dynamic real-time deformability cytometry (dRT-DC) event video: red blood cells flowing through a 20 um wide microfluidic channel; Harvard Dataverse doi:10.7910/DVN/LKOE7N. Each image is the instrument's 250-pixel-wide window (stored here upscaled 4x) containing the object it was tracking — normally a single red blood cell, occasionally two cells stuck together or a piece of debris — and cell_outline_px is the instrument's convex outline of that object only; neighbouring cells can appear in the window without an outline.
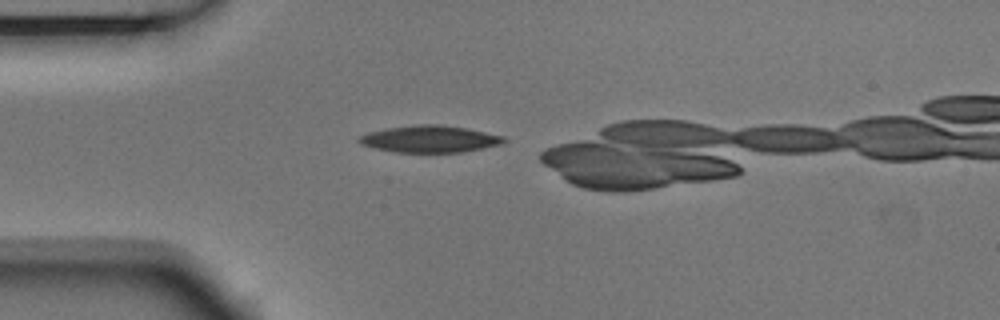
{"species": "Egyptian fruit bat (a non-hibernating species)", "species_latin": "Rousettus aegyptiacus", "temperature_condition": "room temperature", "stored_images_in_passage": 3, "camera_frame_rate_fps": 3000, "um_per_image_px": 0.085, "animal": {"sex": "male"}, "frame": {"image": 1, "passage_image": 3, "time_ms": 0.667, "image_size_px": [1000, 320], "cell_outline_px": [[508, 140], [504, 144], [464, 152], [396, 152], [376, 148], [360, 144], [356, 140], [360, 136], [368, 132], [384, 128], [420, 124], [440, 124], [464, 128], [504, 136]], "centroid_in_image_um": [36.54, 11.81], "position_along_channel_um": 48.5, "area_um2": 22.77}}